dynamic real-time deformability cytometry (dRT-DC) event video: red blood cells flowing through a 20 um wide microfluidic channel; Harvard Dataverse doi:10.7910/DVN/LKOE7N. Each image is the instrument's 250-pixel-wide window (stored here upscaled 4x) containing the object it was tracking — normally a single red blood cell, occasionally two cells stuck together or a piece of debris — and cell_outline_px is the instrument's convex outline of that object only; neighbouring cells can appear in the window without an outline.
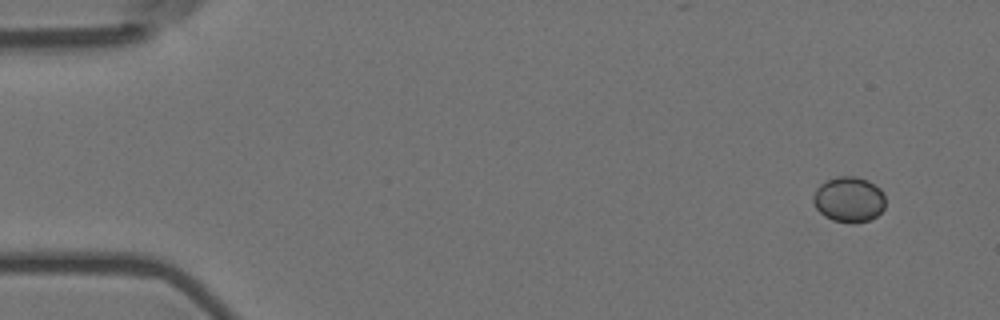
{"species": "Egyptian fruit bat (a non-hibernating species)", "species_latin": "Rousettus aegyptiacus", "temperature_condition": "room temperature", "stored_images_in_passage": 10, "camera_frame_rate_fps": 3000, "um_per_image_px": 0.085, "animal": {"sex": "female"}, "frame": {"image": 1, "passage_image": 1, "time_ms": 0.0, "image_size_px": [1000, 320], "cell_outline_px": [[884, 208], [876, 216], [868, 220], [852, 224], [832, 220], [824, 216], [812, 204], [812, 196], [816, 188], [820, 184], [836, 176], [856, 176], [868, 180], [880, 188], [884, 196]], "centroid_in_image_um": [72.13, 16.95], "position_along_channel_um": 12.9, "area_um2": 19.31}}
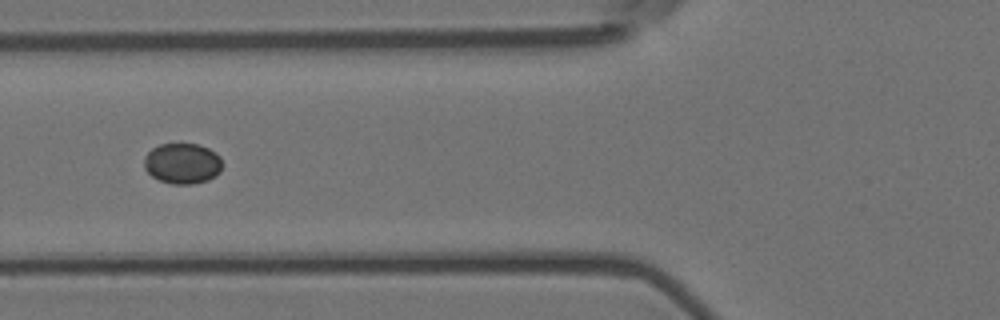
{"frame": {"image": 2, "passage_image": 6, "time_ms": 1.667, "image_size_px": [1000, 320], "cell_outline_px": [[220, 172], [216, 176], [208, 180], [192, 184], [172, 184], [160, 180], [152, 176], [144, 168], [144, 156], [152, 148], [160, 144], [196, 144], [208, 148], [216, 152], [220, 156]], "centroid_in_image_um": [15.49, 13.89], "position_along_channel_um": 110.3, "area_um2": 18.5}}
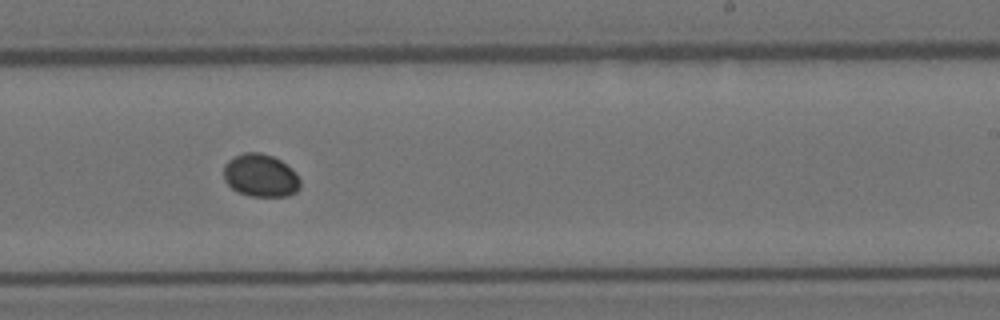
{"frame": {"image": 3, "passage_image": 10, "time_ms": 3.0, "image_size_px": [1000, 320], "cell_outline_px": [[300, 188], [296, 192], [288, 196], [252, 196], [236, 192], [224, 180], [224, 164], [228, 160], [244, 152], [260, 152], [272, 156], [280, 160], [292, 168], [300, 180]], "centroid_in_image_um": [22.15, 14.92], "position_along_channel_um": 266.9, "area_um2": 19.19}}